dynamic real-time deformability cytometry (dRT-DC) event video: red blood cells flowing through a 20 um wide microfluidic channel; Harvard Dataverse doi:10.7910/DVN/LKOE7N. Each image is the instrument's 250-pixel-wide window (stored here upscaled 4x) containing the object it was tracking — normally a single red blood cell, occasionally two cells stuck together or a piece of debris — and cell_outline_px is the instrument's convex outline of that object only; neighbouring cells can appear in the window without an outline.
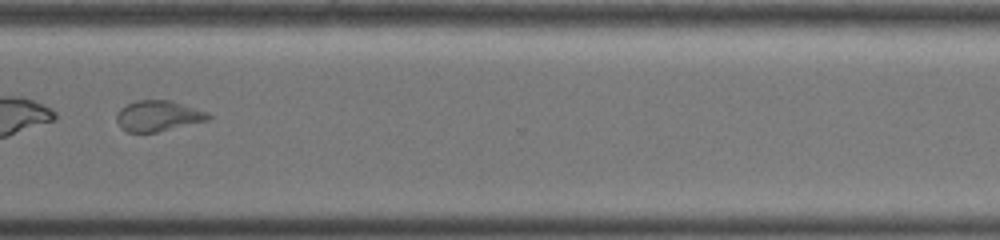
{"species": "common noctule bat (a hibernating species)", "species_latin": "Nyctalus noctula", "temperature_condition": "warm", "stored_images_in_passage": 49, "segment_of_instrument_passage": [2, 2], "camera_frame_rate_fps": 3000, "um_per_image_px": 0.085, "animal": {"sex": "female", "body_mass_g": 19.0, "forearm_length_mm": 51.5}, "frame": {"image": 1, "passage_image": 41, "time_ms": 13.333, "image_size_px": [1000, 240], "cell_outline_px": [[212, 116], [208, 120], [156, 132], [128, 132], [120, 128], [116, 120], [116, 112], [120, 108], [136, 100], [168, 100], [208, 112]], "centroid_in_image_um": [13.4, 9.85], "position_along_channel_um": 357.2, "area_um2": 16.3}}